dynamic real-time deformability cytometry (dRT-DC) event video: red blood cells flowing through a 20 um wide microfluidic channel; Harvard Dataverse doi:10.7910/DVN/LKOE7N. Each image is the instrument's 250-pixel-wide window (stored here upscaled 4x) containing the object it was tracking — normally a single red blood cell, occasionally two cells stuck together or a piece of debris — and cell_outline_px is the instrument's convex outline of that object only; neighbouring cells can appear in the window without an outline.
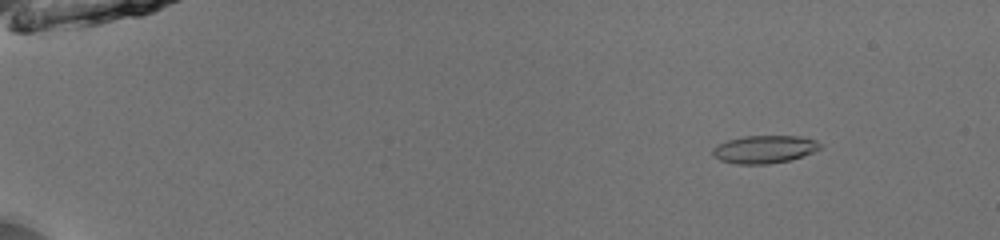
{"species": "common noctule bat (a hibernating species)", "species_latin": "Nyctalus noctula", "temperature_condition": "room temperature", "stored_images_in_passage": 53, "camera_frame_rate_fps": 3000, "um_per_image_px": 0.085, "animal": {"sex": "male", "body_mass_g": 13.0, "forearm_length_mm": 53.1}, "frame": {"image": 1, "passage_image": 8, "time_ms": 2.333, "image_size_px": [1000, 240], "cell_outline_px": [[820, 148], [812, 152], [788, 160], [768, 164], [736, 164], [720, 160], [712, 156], [712, 148], [716, 144], [728, 140], [744, 136], [800, 136], [816, 140], [820, 144]], "centroid_in_image_um": [64.91, 12.68], "position_along_channel_um": 20.1, "area_um2": 17.34}}
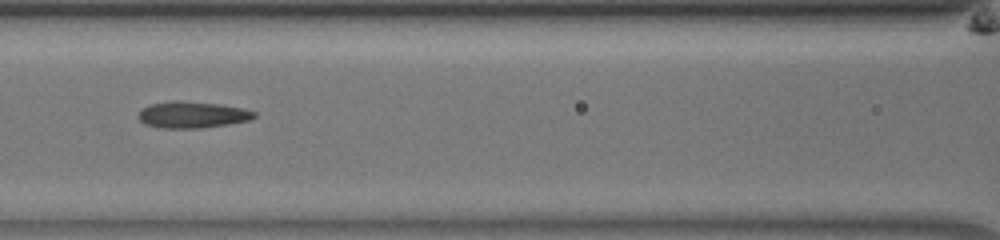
{"frame": {"image": 2, "passage_image": 27, "time_ms": 8.667, "image_size_px": [1000, 240], "cell_outline_px": [[256, 116], [248, 120], [228, 124], [200, 128], [164, 128], [144, 124], [136, 116], [144, 108], [152, 104], [172, 100], [176, 100], [220, 104], [244, 108], [256, 112]], "centroid_in_image_um": [16.35, 9.75], "position_along_channel_um": 150.3, "area_um2": 17.8}}
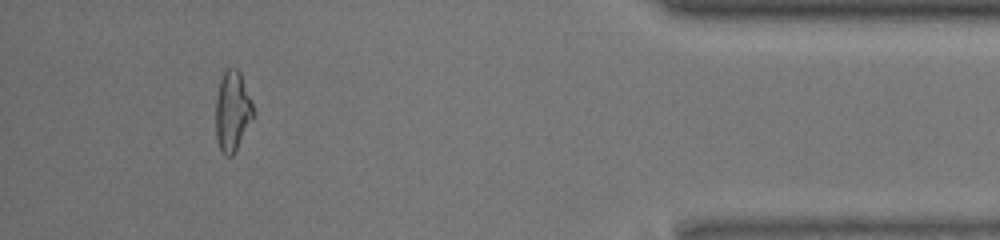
{"frame": {"image": 3, "passage_image": 50, "time_ms": 16.333, "image_size_px": [1000, 240], "cell_outline_px": [[252, 116], [232, 156], [224, 156], [216, 140], [216, 100], [220, 80], [224, 72], [228, 68], [236, 68], [240, 72], [252, 104]], "centroid_in_image_um": [19.71, 9.44], "position_along_channel_um": 415.5, "area_um2": 16.82}, "authors_computed_cell_mechanics": {"area_um2": 17.3978, "velocity_mm_per_s": 3.9986, "shape_relaxation_time_tau1_ms": 7.5228, "shape_relaxation_time_tau2_ms": 2.2086, "deformation_change_tau1": 0.1797, "deformation_change_tau2": 0.0993}}